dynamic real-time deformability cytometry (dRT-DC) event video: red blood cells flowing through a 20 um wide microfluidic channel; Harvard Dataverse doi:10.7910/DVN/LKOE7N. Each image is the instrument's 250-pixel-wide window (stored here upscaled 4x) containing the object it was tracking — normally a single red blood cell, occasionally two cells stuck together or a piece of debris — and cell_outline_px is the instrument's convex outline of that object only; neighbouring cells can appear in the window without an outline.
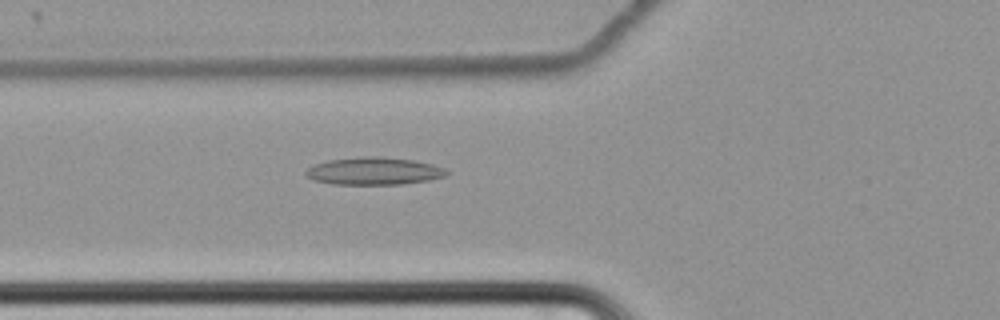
{"species": "common noctule bat (a hibernating species)", "species_latin": "Nyctalus noctula", "temperature_condition": "cold", "stored_images_in_passage": 63, "camera_frame_rate_fps": 3000, "um_per_image_px": 0.085, "animal": {"sex": "female", "body_mass_g": 22.7, "forearm_length_mm": 54.2}, "frame": {"image": 1, "passage_image": 26, "time_ms": 8.333, "image_size_px": [1000, 320], "cell_outline_px": [[448, 172], [444, 176], [428, 180], [400, 184], [332, 184], [312, 180], [304, 176], [304, 172], [308, 168], [316, 164], [328, 160], [360, 156], [380, 156], [412, 160], [432, 164], [444, 168]], "centroid_in_image_um": [31.72, 14.54], "position_along_channel_um": 94.1, "area_um2": 22.54}}
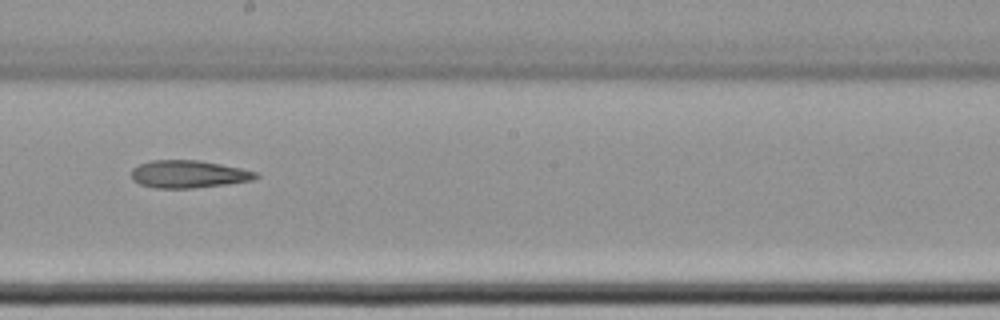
{"frame": {"image": 2, "passage_image": 38, "time_ms": 12.333, "image_size_px": [1000, 320], "cell_outline_px": [[260, 176], [252, 180], [228, 184], [192, 188], [156, 188], [140, 184], [132, 180], [132, 168], [140, 164], [152, 160], [200, 160], [240, 168], [256, 172]], "centroid_in_image_um": [16.02, 14.8], "position_along_channel_um": 232.2, "area_um2": 19.94}}
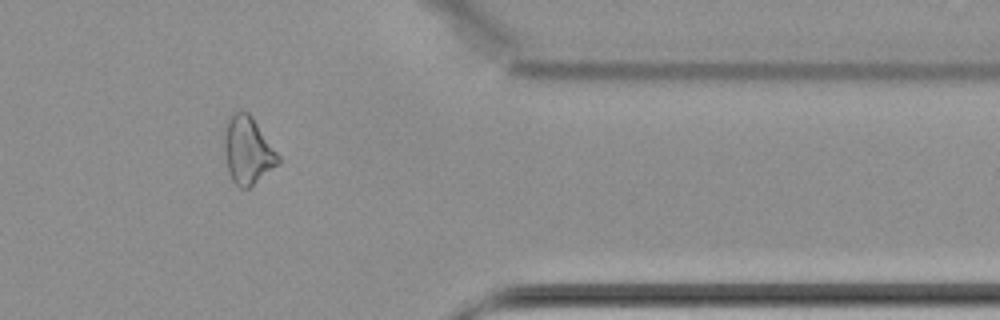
{"frame": {"image": 3, "passage_image": 53, "time_ms": 17.333, "image_size_px": [1000, 320], "cell_outline_px": [[280, 164], [248, 188], [240, 188], [232, 180], [228, 172], [224, 152], [224, 120], [232, 112], [240, 108], [248, 112], [252, 116], [280, 156]], "centroid_in_image_um": [21.03, 12.72], "position_along_channel_um": 390.4, "area_um2": 21.73}}